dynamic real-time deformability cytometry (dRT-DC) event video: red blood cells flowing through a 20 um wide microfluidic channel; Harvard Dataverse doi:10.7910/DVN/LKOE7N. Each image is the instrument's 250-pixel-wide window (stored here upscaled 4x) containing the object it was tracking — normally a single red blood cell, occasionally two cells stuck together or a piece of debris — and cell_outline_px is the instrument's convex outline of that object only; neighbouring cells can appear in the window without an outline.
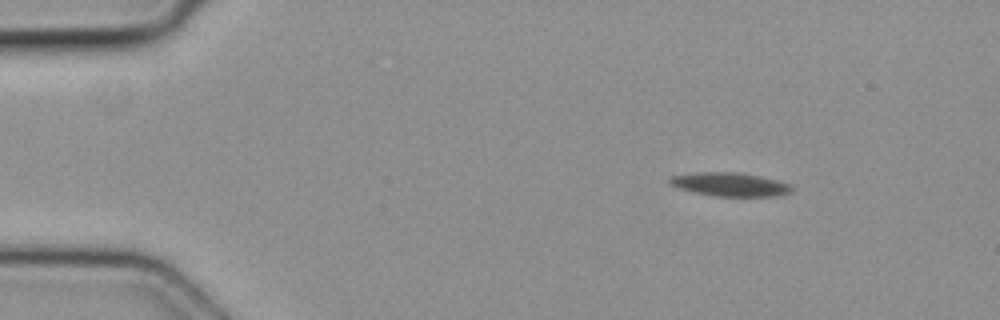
{"species": "common noctule bat (a hibernating species)", "species_latin": "Nyctalus noctula", "temperature_condition": "cold", "stored_images_in_passage": 4, "camera_frame_rate_fps": 3000, "um_per_image_px": 0.085, "animal": {"sex": "female", "body_mass_g": 19.3, "forearm_length_mm": 54.1}, "frame": {"image": 1, "passage_image": 1, "time_ms": 0.0, "image_size_px": [1000, 320], "cell_outline_px": [[792, 192], [776, 196], [716, 196], [696, 192], [680, 188], [668, 184], [668, 180], [672, 176], [696, 172], [744, 172], [792, 184]], "centroid_in_image_um": [62.08, 15.66], "position_along_channel_um": 22.9, "area_um2": 16.82}}